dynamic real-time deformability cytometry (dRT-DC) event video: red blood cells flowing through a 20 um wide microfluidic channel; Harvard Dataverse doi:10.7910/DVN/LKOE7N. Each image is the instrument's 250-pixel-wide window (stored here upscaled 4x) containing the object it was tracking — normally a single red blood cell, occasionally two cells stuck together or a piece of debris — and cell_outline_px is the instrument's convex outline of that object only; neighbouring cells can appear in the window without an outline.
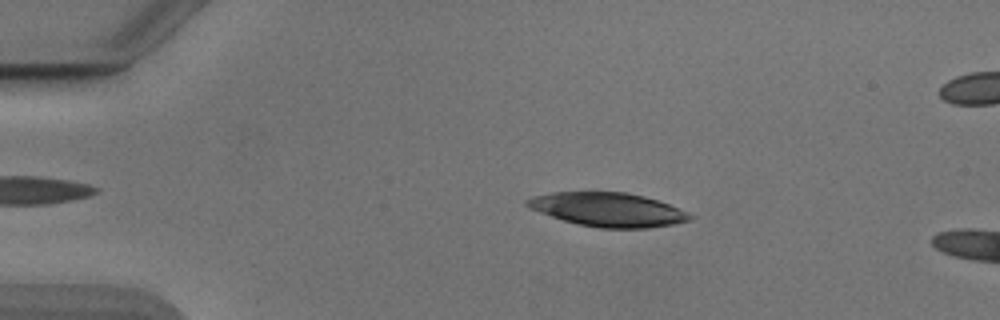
{"species": "Egyptian fruit bat (a non-hibernating species)", "species_latin": "Rousettus aegyptiacus", "temperature_condition": "cold", "stored_images_in_passage": 16, "camera_frame_rate_fps": 3000, "um_per_image_px": 0.085, "animal": {"sex": "male"}, "frame": {"image": 1, "passage_image": 10, "time_ms": 3.0, "image_size_px": [1000, 320], "cell_outline_px": [[692, 216], [688, 220], [672, 224], [648, 228], [600, 228], [580, 224], [564, 220], [540, 212], [524, 204], [524, 200], [532, 196], [552, 192], [624, 192], [644, 196], [668, 204]], "centroid_in_image_um": [51.61, 17.8], "position_along_channel_um": 33.4, "area_um2": 31.56}}